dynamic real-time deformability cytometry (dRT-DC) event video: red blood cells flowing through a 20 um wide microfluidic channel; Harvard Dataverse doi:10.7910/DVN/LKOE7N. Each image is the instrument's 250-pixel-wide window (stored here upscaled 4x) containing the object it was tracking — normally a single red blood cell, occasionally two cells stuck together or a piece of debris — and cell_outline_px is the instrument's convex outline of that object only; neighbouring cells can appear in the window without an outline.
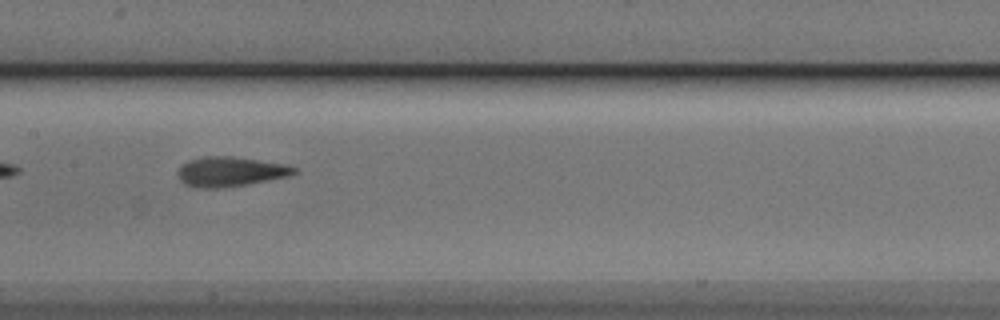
{"species": "Egyptian fruit bat (a non-hibernating species)", "species_latin": "Rousettus aegyptiacus", "temperature_condition": "cold", "stored_images_in_passage": 33, "camera_frame_rate_fps": 3000, "um_per_image_px": 0.085, "animal": {"sex": "male"}, "frame": {"image": 1, "passage_image": 10, "time_ms": 3.0, "image_size_px": [1000, 320], "cell_outline_px": [[296, 172], [288, 176], [244, 184], [220, 188], [204, 188], [184, 184], [180, 180], [176, 172], [188, 160], [200, 156], [236, 156], [284, 164], [296, 168]], "centroid_in_image_um": [19.53, 14.57], "position_along_channel_um": 187.9, "area_um2": 19.94}}
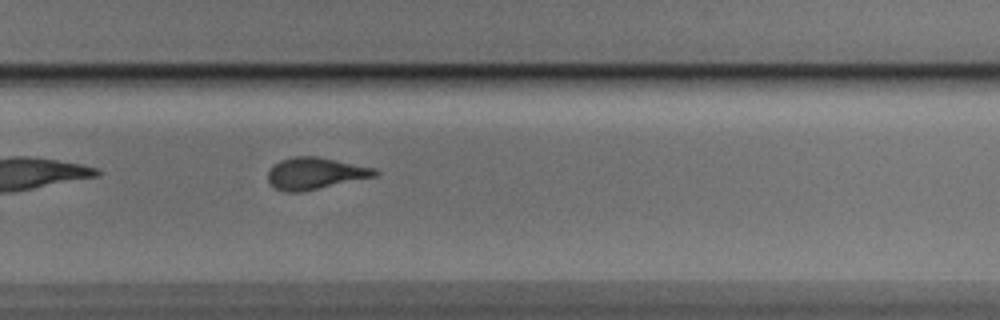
{"frame": {"image": 2, "passage_image": 19, "time_ms": 6.0, "image_size_px": [1000, 320], "cell_outline_px": [[380, 172], [376, 176], [300, 192], [284, 192], [268, 184], [268, 172], [280, 160], [296, 156], [316, 156], [376, 168]], "centroid_in_image_um": [26.79, 14.74], "position_along_channel_um": 303.0, "area_um2": 19.65}}